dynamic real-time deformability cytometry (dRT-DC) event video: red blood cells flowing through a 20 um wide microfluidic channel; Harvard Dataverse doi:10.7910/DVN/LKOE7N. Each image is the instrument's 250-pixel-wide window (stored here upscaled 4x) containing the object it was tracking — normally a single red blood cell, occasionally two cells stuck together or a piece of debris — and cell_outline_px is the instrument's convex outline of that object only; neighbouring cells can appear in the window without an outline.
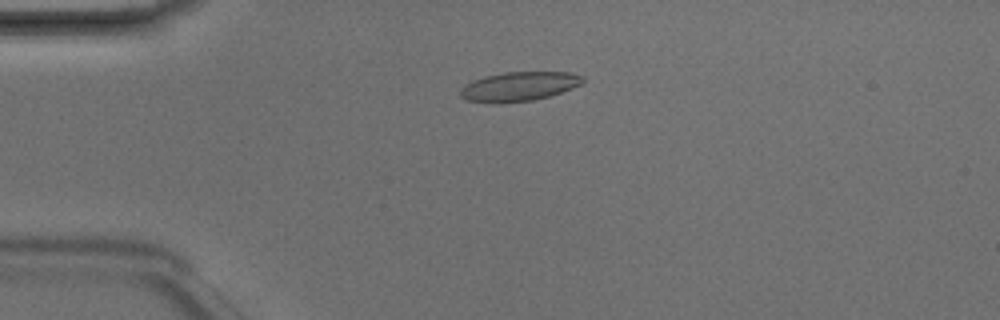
{"species": "Egyptian fruit bat (a non-hibernating species)", "species_latin": "Rousettus aegyptiacus", "temperature_condition": "room temperature", "stored_images_in_passage": 5, "camera_frame_rate_fps": 3000, "um_per_image_px": 0.085, "animal": {"sex": "male"}, "frame": {"image": 1, "passage_image": 3, "time_ms": 0.667, "image_size_px": [1000, 320], "cell_outline_px": [[584, 80], [580, 84], [572, 88], [548, 96], [532, 100], [496, 104], [492, 104], [464, 100], [460, 96], [460, 88], [472, 80], [504, 72], [568, 72], [584, 76]], "centroid_in_image_um": [44.06, 7.36], "position_along_channel_um": 40.9, "area_um2": 20.92}}